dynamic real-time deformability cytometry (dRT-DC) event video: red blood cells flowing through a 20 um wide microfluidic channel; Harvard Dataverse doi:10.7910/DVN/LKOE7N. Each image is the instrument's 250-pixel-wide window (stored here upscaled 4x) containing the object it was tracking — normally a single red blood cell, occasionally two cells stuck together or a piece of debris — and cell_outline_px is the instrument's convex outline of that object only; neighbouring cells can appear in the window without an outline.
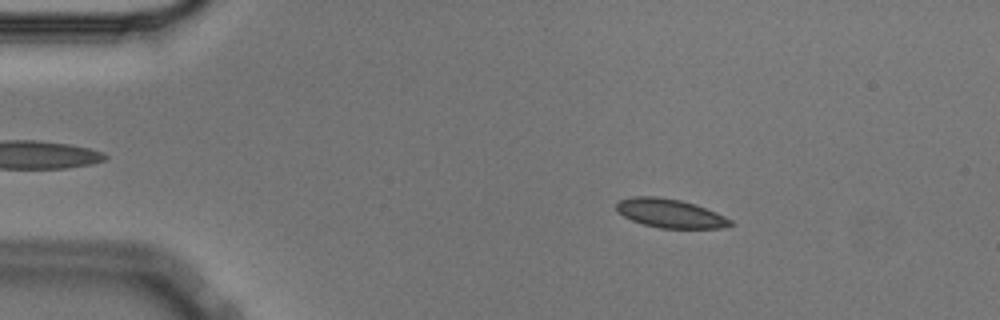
{"species": "Egyptian fruit bat (a non-hibernating species)", "species_latin": "Rousettus aegyptiacus", "temperature_condition": "cold", "stored_images_in_passage": 57, "camera_frame_rate_fps": 3000, "um_per_image_px": 0.085, "animal": {"sex": "male"}, "frame": {"image": 1, "passage_image": 10, "time_ms": 3.0, "image_size_px": [1000, 320], "cell_outline_px": [[732, 224], [724, 228], [660, 228], [644, 224], [632, 220], [616, 212], [616, 204], [620, 200], [632, 196], [656, 196], [680, 200], [696, 204], [716, 212], [732, 220]], "centroid_in_image_um": [56.95, 18.13], "position_along_channel_um": 28.0, "area_um2": 19.13}}
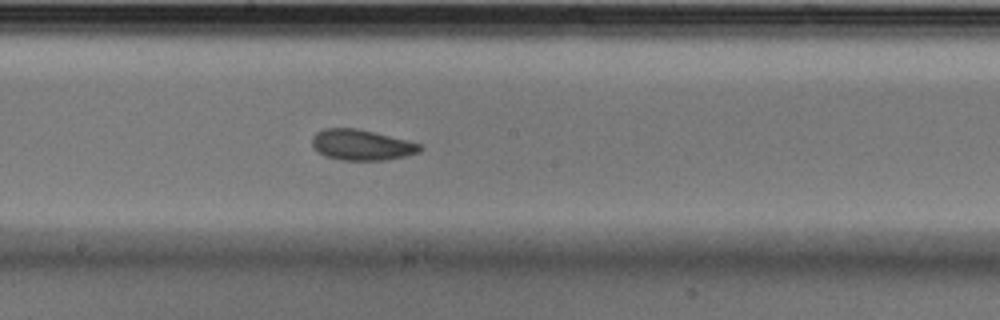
{"frame": {"image": 2, "passage_image": 31, "time_ms": 10.0, "image_size_px": [1000, 320], "cell_outline_px": [[424, 148], [420, 152], [404, 156], [384, 160], [340, 160], [324, 156], [312, 148], [312, 136], [316, 132], [324, 128], [356, 128], [408, 140], [424, 144]], "centroid_in_image_um": [30.74, 12.32], "position_along_channel_um": 217.5, "area_um2": 19.54}}
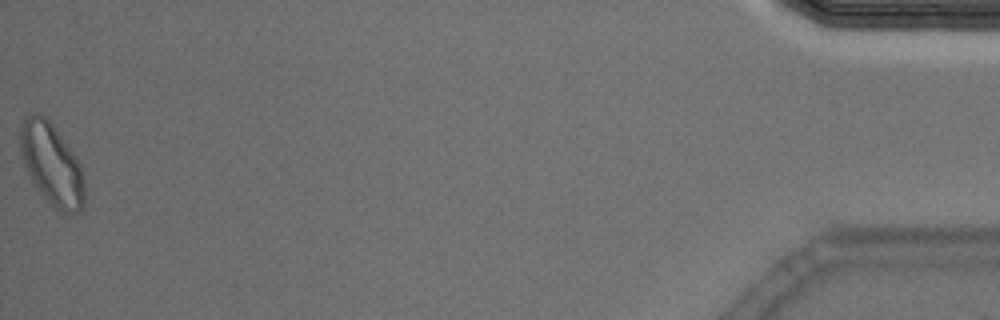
{"frame": {"image": 3, "passage_image": 57, "time_ms": 18.667, "image_size_px": [1000, 320], "cell_outline_px": [[84, 204], [80, 212], [68, 216], [60, 212], [40, 192], [32, 180], [24, 164], [20, 148], [20, 128], [28, 112], [40, 112], [52, 124], [80, 164], [84, 180]], "centroid_in_image_um": [4.4, 13.97], "position_along_channel_um": 430.8, "area_um2": 30.35}, "authors_computed_cell_mechanics": {"area_um2": 19.4208, "velocity_mm_per_s": 3.5506, "shape_relaxation_time_tau1_ms": 3.9809, "shape_relaxation_time_tau2_ms": 2.0795, "deformation_change_tau1": 0.112, "deformation_change_tau2": 0.0682}}